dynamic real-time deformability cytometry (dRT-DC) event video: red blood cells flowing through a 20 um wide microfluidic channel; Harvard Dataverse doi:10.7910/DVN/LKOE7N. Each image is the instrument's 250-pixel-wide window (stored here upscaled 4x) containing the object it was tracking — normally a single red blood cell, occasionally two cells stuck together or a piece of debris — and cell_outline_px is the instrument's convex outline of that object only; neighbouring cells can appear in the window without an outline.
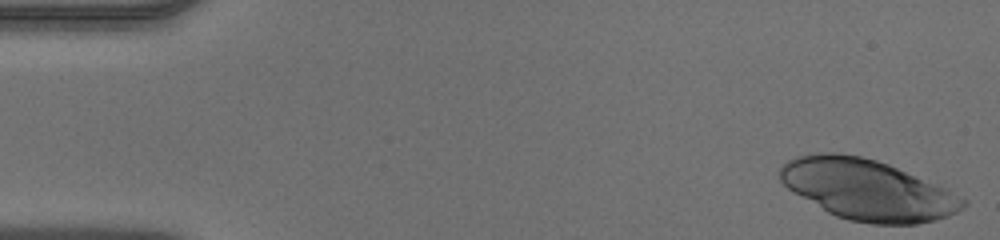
{"species": "human", "species_latin": "Homo sapiens", "temperature_condition": "warm", "stored_images_in_passage": 42, "camera_frame_rate_fps": 3000, "um_per_image_px": 0.085, "donor": {"sex": "male"}, "frame": {"image": 1, "passage_image": 1, "time_ms": 0.0, "image_size_px": [1000, 240], "cell_outline_px": [[968, 204], [964, 208], [948, 216], [936, 220], [916, 224], [872, 224], [848, 220], [836, 216], [828, 212], [788, 188], [780, 180], [780, 168], [788, 160], [796, 156], [816, 152], [840, 152], [860, 156], [876, 160], [888, 164], [944, 188], [968, 200]], "centroid_in_image_um": [73.74, 16.12], "position_along_channel_um": 11.3, "area_um2": 64.22}}